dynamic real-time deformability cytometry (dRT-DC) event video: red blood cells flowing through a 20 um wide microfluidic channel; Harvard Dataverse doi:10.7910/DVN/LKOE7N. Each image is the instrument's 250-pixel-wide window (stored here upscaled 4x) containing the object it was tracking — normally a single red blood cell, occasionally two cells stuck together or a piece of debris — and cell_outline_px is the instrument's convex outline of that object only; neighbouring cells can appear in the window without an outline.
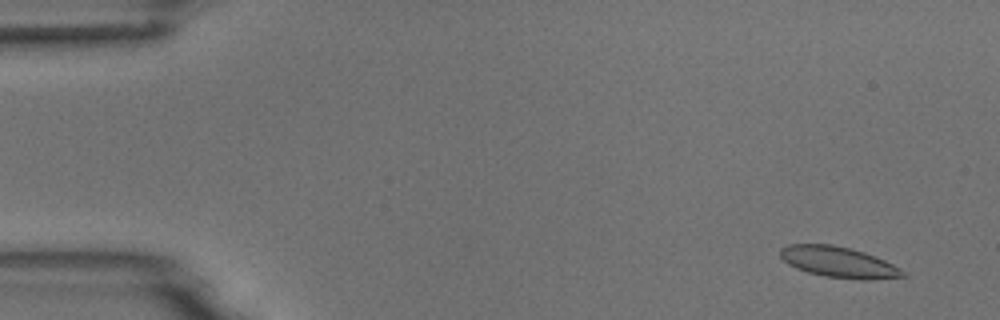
{"species": "common noctule bat (a hibernating species)", "species_latin": "Nyctalus noctula", "temperature_condition": "room temperature", "stored_images_in_passage": 38, "camera_frame_rate_fps": 3000, "um_per_image_px": 0.085, "animal": {"sex": "male", "body_mass_g": 18.8}, "frame": {"image": 1, "passage_image": 3, "time_ms": 0.667, "image_size_px": [1000, 320], "cell_outline_px": [[908, 276], [868, 280], [860, 280], [824, 276], [808, 272], [796, 268], [788, 264], [780, 256], [780, 248], [788, 244], [832, 244], [852, 248], [876, 256], [900, 268]], "centroid_in_image_um": [71.28, 22.27], "position_along_channel_um": 13.7, "area_um2": 22.14}}
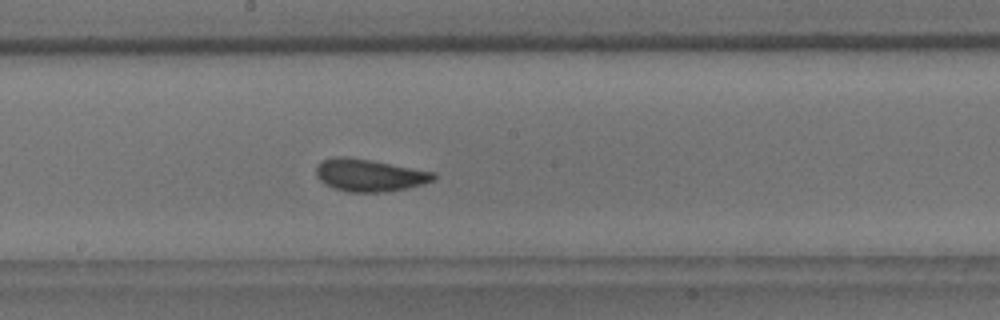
{"frame": {"image": 2, "passage_image": 29, "time_ms": 9.333, "image_size_px": [1000, 320], "cell_outline_px": [[436, 180], [408, 188], [384, 192], [348, 192], [324, 184], [316, 176], [316, 164], [324, 160], [336, 156], [344, 156], [368, 160], [436, 172]], "centroid_in_image_um": [31.4, 14.9], "position_along_channel_um": 216.8, "area_um2": 22.08}}
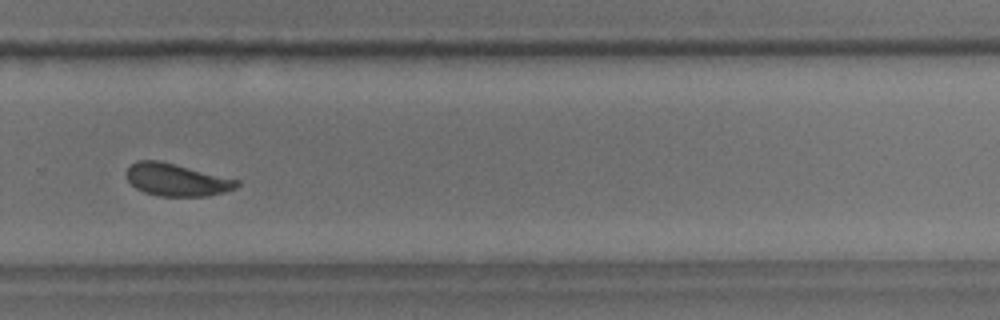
{"frame": {"image": 3, "passage_image": 37, "time_ms": 12.0, "image_size_px": [1000, 320], "cell_outline_px": [[240, 184], [236, 188], [224, 192], [208, 196], [160, 196], [144, 192], [136, 188], [128, 180], [124, 172], [136, 160], [156, 160], [240, 180]], "centroid_in_image_um": [15.0, 15.29], "position_along_channel_um": 314.8, "area_um2": 20.69}}